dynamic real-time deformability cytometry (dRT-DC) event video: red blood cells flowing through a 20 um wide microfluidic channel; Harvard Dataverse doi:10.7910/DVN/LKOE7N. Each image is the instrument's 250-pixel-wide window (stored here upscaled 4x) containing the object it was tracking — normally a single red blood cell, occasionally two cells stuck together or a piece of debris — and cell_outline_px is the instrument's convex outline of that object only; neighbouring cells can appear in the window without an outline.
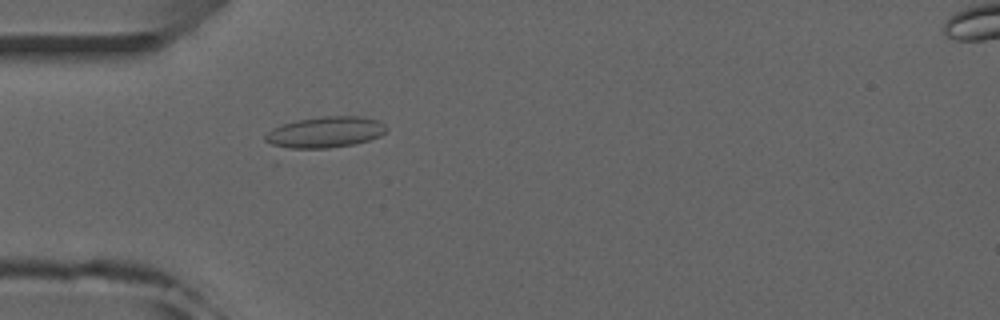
{"species": "common noctule bat (a hibernating species)", "species_latin": "Nyctalus noctula", "temperature_condition": "room temperature", "stored_images_in_passage": 5, "camera_frame_rate_fps": 3000, "um_per_image_px": 0.085, "animal": {"sex": "male", "forearm_length_mm": 52.5}, "frame": {"image": 1, "passage_image": 4, "time_ms": 4.333, "image_size_px": [1000, 320], "cell_outline_px": [[388, 128], [380, 136], [368, 140], [352, 144], [328, 148], [292, 148], [272, 144], [264, 140], [264, 136], [272, 128], [296, 120], [320, 116], [360, 116], [380, 120]], "centroid_in_image_um": [27.67, 11.21], "position_along_channel_um": 57.3, "area_um2": 21.79}}